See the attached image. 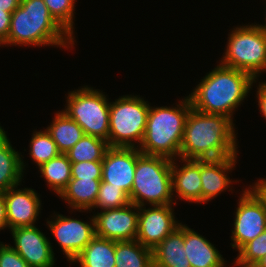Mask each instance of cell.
Segmentation results:
<instances>
[{
    "instance_id": "16",
    "label": "cell",
    "mask_w": 266,
    "mask_h": 267,
    "mask_svg": "<svg viewBox=\"0 0 266 267\" xmlns=\"http://www.w3.org/2000/svg\"><path fill=\"white\" fill-rule=\"evenodd\" d=\"M236 160L237 156L200 160L202 203L211 201L227 190L231 182H234L230 180L227 173L235 168Z\"/></svg>"
},
{
    "instance_id": "28",
    "label": "cell",
    "mask_w": 266,
    "mask_h": 267,
    "mask_svg": "<svg viewBox=\"0 0 266 267\" xmlns=\"http://www.w3.org/2000/svg\"><path fill=\"white\" fill-rule=\"evenodd\" d=\"M129 203V196L120 187L110 186V183L101 181L96 203L92 209H117L125 207Z\"/></svg>"
},
{
    "instance_id": "8",
    "label": "cell",
    "mask_w": 266,
    "mask_h": 267,
    "mask_svg": "<svg viewBox=\"0 0 266 267\" xmlns=\"http://www.w3.org/2000/svg\"><path fill=\"white\" fill-rule=\"evenodd\" d=\"M66 103L62 111L82 128L85 135L108 142L110 102L102 91L84 86L69 92Z\"/></svg>"
},
{
    "instance_id": "17",
    "label": "cell",
    "mask_w": 266,
    "mask_h": 267,
    "mask_svg": "<svg viewBox=\"0 0 266 267\" xmlns=\"http://www.w3.org/2000/svg\"><path fill=\"white\" fill-rule=\"evenodd\" d=\"M183 166L178 168L175 160H172V193L174 191L187 202L202 203V185L200 177V160L181 159Z\"/></svg>"
},
{
    "instance_id": "21",
    "label": "cell",
    "mask_w": 266,
    "mask_h": 267,
    "mask_svg": "<svg viewBox=\"0 0 266 267\" xmlns=\"http://www.w3.org/2000/svg\"><path fill=\"white\" fill-rule=\"evenodd\" d=\"M101 179H70L67 186L58 195L72 209L92 211L96 203Z\"/></svg>"
},
{
    "instance_id": "20",
    "label": "cell",
    "mask_w": 266,
    "mask_h": 267,
    "mask_svg": "<svg viewBox=\"0 0 266 267\" xmlns=\"http://www.w3.org/2000/svg\"><path fill=\"white\" fill-rule=\"evenodd\" d=\"M25 166L20 153L12 147L6 132L0 126V192L21 183Z\"/></svg>"
},
{
    "instance_id": "27",
    "label": "cell",
    "mask_w": 266,
    "mask_h": 267,
    "mask_svg": "<svg viewBox=\"0 0 266 267\" xmlns=\"http://www.w3.org/2000/svg\"><path fill=\"white\" fill-rule=\"evenodd\" d=\"M29 147L30 157L39 167L61 154L57 144L52 140L46 129L44 131H34Z\"/></svg>"
},
{
    "instance_id": "33",
    "label": "cell",
    "mask_w": 266,
    "mask_h": 267,
    "mask_svg": "<svg viewBox=\"0 0 266 267\" xmlns=\"http://www.w3.org/2000/svg\"><path fill=\"white\" fill-rule=\"evenodd\" d=\"M11 16L12 12L0 10V47L1 45H4V43L8 39L11 25Z\"/></svg>"
},
{
    "instance_id": "24",
    "label": "cell",
    "mask_w": 266,
    "mask_h": 267,
    "mask_svg": "<svg viewBox=\"0 0 266 267\" xmlns=\"http://www.w3.org/2000/svg\"><path fill=\"white\" fill-rule=\"evenodd\" d=\"M115 267H154L152 249L135 240L115 241Z\"/></svg>"
},
{
    "instance_id": "14",
    "label": "cell",
    "mask_w": 266,
    "mask_h": 267,
    "mask_svg": "<svg viewBox=\"0 0 266 267\" xmlns=\"http://www.w3.org/2000/svg\"><path fill=\"white\" fill-rule=\"evenodd\" d=\"M11 246L30 267H54L55 258L48 238L35 225L10 230Z\"/></svg>"
},
{
    "instance_id": "7",
    "label": "cell",
    "mask_w": 266,
    "mask_h": 267,
    "mask_svg": "<svg viewBox=\"0 0 266 267\" xmlns=\"http://www.w3.org/2000/svg\"><path fill=\"white\" fill-rule=\"evenodd\" d=\"M228 36L226 52L220 63L257 79L262 71H266V34L257 24H252L233 28Z\"/></svg>"
},
{
    "instance_id": "25",
    "label": "cell",
    "mask_w": 266,
    "mask_h": 267,
    "mask_svg": "<svg viewBox=\"0 0 266 267\" xmlns=\"http://www.w3.org/2000/svg\"><path fill=\"white\" fill-rule=\"evenodd\" d=\"M39 168L40 177H44L47 186L56 194H60L72 178L71 162L66 154L61 153L56 158L42 164Z\"/></svg>"
},
{
    "instance_id": "11",
    "label": "cell",
    "mask_w": 266,
    "mask_h": 267,
    "mask_svg": "<svg viewBox=\"0 0 266 267\" xmlns=\"http://www.w3.org/2000/svg\"><path fill=\"white\" fill-rule=\"evenodd\" d=\"M93 216L96 236L113 241L136 239L139 216L137 205L129 203L125 207L103 210Z\"/></svg>"
},
{
    "instance_id": "5",
    "label": "cell",
    "mask_w": 266,
    "mask_h": 267,
    "mask_svg": "<svg viewBox=\"0 0 266 267\" xmlns=\"http://www.w3.org/2000/svg\"><path fill=\"white\" fill-rule=\"evenodd\" d=\"M172 160L162 156L140 154L137 157L130 203L138 207L176 204L172 193ZM145 201V202H144Z\"/></svg>"
},
{
    "instance_id": "2",
    "label": "cell",
    "mask_w": 266,
    "mask_h": 267,
    "mask_svg": "<svg viewBox=\"0 0 266 267\" xmlns=\"http://www.w3.org/2000/svg\"><path fill=\"white\" fill-rule=\"evenodd\" d=\"M254 82L250 74L220 63L201 79L188 97L193 109L232 120L233 112L248 96Z\"/></svg>"
},
{
    "instance_id": "39",
    "label": "cell",
    "mask_w": 266,
    "mask_h": 267,
    "mask_svg": "<svg viewBox=\"0 0 266 267\" xmlns=\"http://www.w3.org/2000/svg\"><path fill=\"white\" fill-rule=\"evenodd\" d=\"M265 22H266V17H265ZM257 26L266 34V24L264 25L257 24Z\"/></svg>"
},
{
    "instance_id": "37",
    "label": "cell",
    "mask_w": 266,
    "mask_h": 267,
    "mask_svg": "<svg viewBox=\"0 0 266 267\" xmlns=\"http://www.w3.org/2000/svg\"><path fill=\"white\" fill-rule=\"evenodd\" d=\"M253 186L261 193V195L266 199V178L257 180Z\"/></svg>"
},
{
    "instance_id": "1",
    "label": "cell",
    "mask_w": 266,
    "mask_h": 267,
    "mask_svg": "<svg viewBox=\"0 0 266 267\" xmlns=\"http://www.w3.org/2000/svg\"><path fill=\"white\" fill-rule=\"evenodd\" d=\"M233 120L191 108L185 122L180 159H221L237 156Z\"/></svg>"
},
{
    "instance_id": "26",
    "label": "cell",
    "mask_w": 266,
    "mask_h": 267,
    "mask_svg": "<svg viewBox=\"0 0 266 267\" xmlns=\"http://www.w3.org/2000/svg\"><path fill=\"white\" fill-rule=\"evenodd\" d=\"M108 148L109 145L106 140L96 136L84 135L65 154L71 163L102 161Z\"/></svg>"
},
{
    "instance_id": "35",
    "label": "cell",
    "mask_w": 266,
    "mask_h": 267,
    "mask_svg": "<svg viewBox=\"0 0 266 267\" xmlns=\"http://www.w3.org/2000/svg\"><path fill=\"white\" fill-rule=\"evenodd\" d=\"M8 227L4 192H0V230Z\"/></svg>"
},
{
    "instance_id": "10",
    "label": "cell",
    "mask_w": 266,
    "mask_h": 267,
    "mask_svg": "<svg viewBox=\"0 0 266 267\" xmlns=\"http://www.w3.org/2000/svg\"><path fill=\"white\" fill-rule=\"evenodd\" d=\"M55 215L47 225L71 263L96 236L94 216L91 222H84L62 214Z\"/></svg>"
},
{
    "instance_id": "36",
    "label": "cell",
    "mask_w": 266,
    "mask_h": 267,
    "mask_svg": "<svg viewBox=\"0 0 266 267\" xmlns=\"http://www.w3.org/2000/svg\"><path fill=\"white\" fill-rule=\"evenodd\" d=\"M21 4V0H0V10L14 12Z\"/></svg>"
},
{
    "instance_id": "30",
    "label": "cell",
    "mask_w": 266,
    "mask_h": 267,
    "mask_svg": "<svg viewBox=\"0 0 266 267\" xmlns=\"http://www.w3.org/2000/svg\"><path fill=\"white\" fill-rule=\"evenodd\" d=\"M51 16L72 37L76 0H43Z\"/></svg>"
},
{
    "instance_id": "22",
    "label": "cell",
    "mask_w": 266,
    "mask_h": 267,
    "mask_svg": "<svg viewBox=\"0 0 266 267\" xmlns=\"http://www.w3.org/2000/svg\"><path fill=\"white\" fill-rule=\"evenodd\" d=\"M73 262L81 267H115V241L95 236Z\"/></svg>"
},
{
    "instance_id": "18",
    "label": "cell",
    "mask_w": 266,
    "mask_h": 267,
    "mask_svg": "<svg viewBox=\"0 0 266 267\" xmlns=\"http://www.w3.org/2000/svg\"><path fill=\"white\" fill-rule=\"evenodd\" d=\"M184 249L191 267H226L225 259L214 245L185 224Z\"/></svg>"
},
{
    "instance_id": "34",
    "label": "cell",
    "mask_w": 266,
    "mask_h": 267,
    "mask_svg": "<svg viewBox=\"0 0 266 267\" xmlns=\"http://www.w3.org/2000/svg\"><path fill=\"white\" fill-rule=\"evenodd\" d=\"M259 87H257V98H258V106L260 108V112L263 115V117L266 119V83L262 82L258 84Z\"/></svg>"
},
{
    "instance_id": "23",
    "label": "cell",
    "mask_w": 266,
    "mask_h": 267,
    "mask_svg": "<svg viewBox=\"0 0 266 267\" xmlns=\"http://www.w3.org/2000/svg\"><path fill=\"white\" fill-rule=\"evenodd\" d=\"M46 130L57 144L58 150L63 154L85 135L82 128L63 111L55 114L52 123Z\"/></svg>"
},
{
    "instance_id": "31",
    "label": "cell",
    "mask_w": 266,
    "mask_h": 267,
    "mask_svg": "<svg viewBox=\"0 0 266 267\" xmlns=\"http://www.w3.org/2000/svg\"><path fill=\"white\" fill-rule=\"evenodd\" d=\"M71 179H102V161L71 163Z\"/></svg>"
},
{
    "instance_id": "19",
    "label": "cell",
    "mask_w": 266,
    "mask_h": 267,
    "mask_svg": "<svg viewBox=\"0 0 266 267\" xmlns=\"http://www.w3.org/2000/svg\"><path fill=\"white\" fill-rule=\"evenodd\" d=\"M152 252L154 267H191L184 249V225L181 223Z\"/></svg>"
},
{
    "instance_id": "12",
    "label": "cell",
    "mask_w": 266,
    "mask_h": 267,
    "mask_svg": "<svg viewBox=\"0 0 266 267\" xmlns=\"http://www.w3.org/2000/svg\"><path fill=\"white\" fill-rule=\"evenodd\" d=\"M172 204L139 207L138 232L136 240L143 246L154 249L181 223L175 220Z\"/></svg>"
},
{
    "instance_id": "3",
    "label": "cell",
    "mask_w": 266,
    "mask_h": 267,
    "mask_svg": "<svg viewBox=\"0 0 266 267\" xmlns=\"http://www.w3.org/2000/svg\"><path fill=\"white\" fill-rule=\"evenodd\" d=\"M74 42V38L51 16L43 0H21L20 6L12 13L8 39L4 44L55 45L67 49L73 47Z\"/></svg>"
},
{
    "instance_id": "32",
    "label": "cell",
    "mask_w": 266,
    "mask_h": 267,
    "mask_svg": "<svg viewBox=\"0 0 266 267\" xmlns=\"http://www.w3.org/2000/svg\"><path fill=\"white\" fill-rule=\"evenodd\" d=\"M0 267H30L10 246L0 242Z\"/></svg>"
},
{
    "instance_id": "4",
    "label": "cell",
    "mask_w": 266,
    "mask_h": 267,
    "mask_svg": "<svg viewBox=\"0 0 266 267\" xmlns=\"http://www.w3.org/2000/svg\"><path fill=\"white\" fill-rule=\"evenodd\" d=\"M176 106H150L145 133L138 148L142 154L171 160L180 156L184 126L192 106L188 96Z\"/></svg>"
},
{
    "instance_id": "29",
    "label": "cell",
    "mask_w": 266,
    "mask_h": 267,
    "mask_svg": "<svg viewBox=\"0 0 266 267\" xmlns=\"http://www.w3.org/2000/svg\"><path fill=\"white\" fill-rule=\"evenodd\" d=\"M235 265L254 267L266 255V230L246 243L239 251Z\"/></svg>"
},
{
    "instance_id": "13",
    "label": "cell",
    "mask_w": 266,
    "mask_h": 267,
    "mask_svg": "<svg viewBox=\"0 0 266 267\" xmlns=\"http://www.w3.org/2000/svg\"><path fill=\"white\" fill-rule=\"evenodd\" d=\"M140 154L138 148L109 147L102 160L101 181L120 187L130 197Z\"/></svg>"
},
{
    "instance_id": "38",
    "label": "cell",
    "mask_w": 266,
    "mask_h": 267,
    "mask_svg": "<svg viewBox=\"0 0 266 267\" xmlns=\"http://www.w3.org/2000/svg\"><path fill=\"white\" fill-rule=\"evenodd\" d=\"M254 267H266V255Z\"/></svg>"
},
{
    "instance_id": "15",
    "label": "cell",
    "mask_w": 266,
    "mask_h": 267,
    "mask_svg": "<svg viewBox=\"0 0 266 267\" xmlns=\"http://www.w3.org/2000/svg\"><path fill=\"white\" fill-rule=\"evenodd\" d=\"M8 229L34 226L41 209L39 195L31 188L17 186L4 192Z\"/></svg>"
},
{
    "instance_id": "6",
    "label": "cell",
    "mask_w": 266,
    "mask_h": 267,
    "mask_svg": "<svg viewBox=\"0 0 266 267\" xmlns=\"http://www.w3.org/2000/svg\"><path fill=\"white\" fill-rule=\"evenodd\" d=\"M143 98L132 95L121 96L110 102L109 147L138 148L140 146L150 110ZM139 143L135 146L134 142Z\"/></svg>"
},
{
    "instance_id": "9",
    "label": "cell",
    "mask_w": 266,
    "mask_h": 267,
    "mask_svg": "<svg viewBox=\"0 0 266 267\" xmlns=\"http://www.w3.org/2000/svg\"><path fill=\"white\" fill-rule=\"evenodd\" d=\"M251 186L241 194L235 212L231 245L238 251L266 230V199Z\"/></svg>"
}]
</instances>
